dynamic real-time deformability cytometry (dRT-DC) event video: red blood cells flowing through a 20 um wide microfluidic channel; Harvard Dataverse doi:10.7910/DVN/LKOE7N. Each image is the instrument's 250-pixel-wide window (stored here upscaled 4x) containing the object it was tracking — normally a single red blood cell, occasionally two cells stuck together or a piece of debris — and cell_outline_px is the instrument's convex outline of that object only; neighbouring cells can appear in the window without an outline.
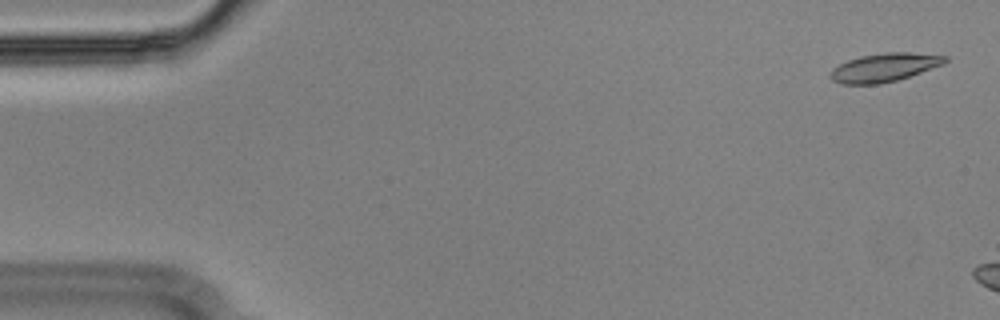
{"species": "Egyptian fruit bat (a non-hibernating species)", "species_latin": "Rousettus aegyptiacus", "temperature_condition": "cold", "stored_images_in_passage": 11, "camera_frame_rate_fps": 3000, "um_per_image_px": 0.085, "animal": {"sex": "male"}, "frame": {"image": 1, "passage_image": 2, "time_ms": 0.333, "image_size_px": [1000, 320], "cell_outline_px": [[948, 60], [944, 64], [896, 80], [880, 84], [840, 84], [832, 80], [828, 76], [832, 68], [848, 60], [860, 56], [884, 52], [912, 52], [948, 56]], "centroid_in_image_um": [75.14, 5.73], "position_along_channel_um": 9.9, "area_um2": 19.07}}